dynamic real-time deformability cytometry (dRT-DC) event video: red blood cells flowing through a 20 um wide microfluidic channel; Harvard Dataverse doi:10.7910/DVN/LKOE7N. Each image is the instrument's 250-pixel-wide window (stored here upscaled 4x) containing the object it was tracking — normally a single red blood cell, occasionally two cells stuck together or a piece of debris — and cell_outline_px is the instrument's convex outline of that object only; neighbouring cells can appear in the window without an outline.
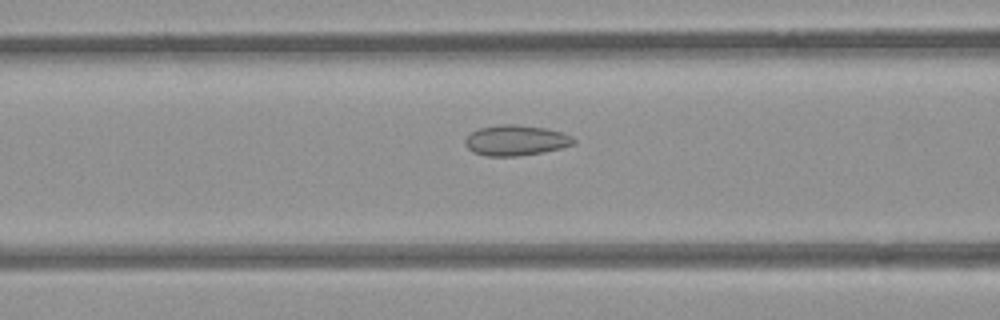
{"species": "common noctule bat (a hibernating species)", "species_latin": "Nyctalus noctula", "temperature_condition": "room temperature", "stored_images_in_passage": 53, "camera_frame_rate_fps": 3000, "um_per_image_px": 0.085, "animal": {"sex": "female", "body_mass_g": 21.9}, "frame": {"image": 1, "passage_image": 21, "time_ms": 6.667, "image_size_px": [1000, 320], "cell_outline_px": [[576, 140], [572, 144], [560, 148], [544, 152], [516, 156], [488, 156], [472, 152], [464, 144], [464, 140], [472, 132], [480, 128], [500, 124], [512, 124], [544, 128], [560, 132], [572, 136]], "centroid_in_image_um": [43.82, 11.93], "position_along_channel_um": 122.8, "area_um2": 19.07}}
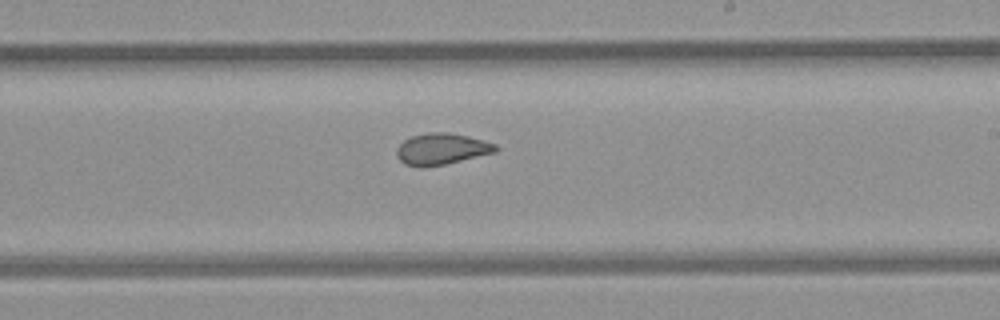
{"frame": {"image": 2, "passage_image": 31, "time_ms": 10.0, "image_size_px": [1000, 320], "cell_outline_px": [[500, 148], [496, 152], [444, 164], [420, 168], [404, 164], [396, 156], [396, 148], [404, 140], [412, 136], [428, 132], [448, 132], [468, 136], [484, 140], [496, 144]], "centroid_in_image_um": [37.53, 12.66], "position_along_channel_um": 251.5, "area_um2": 18.21}}
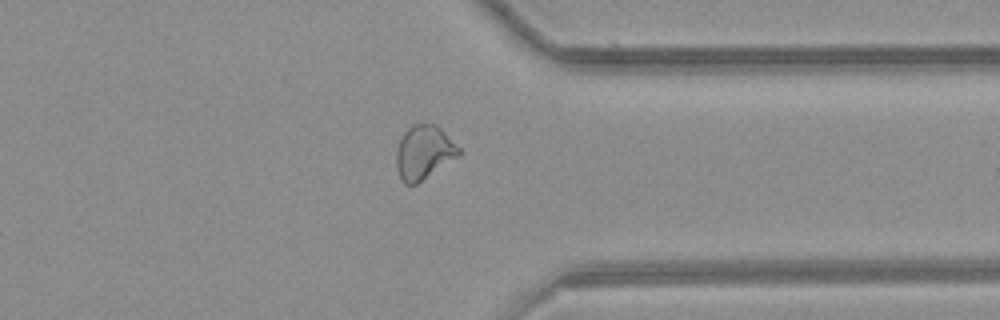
{"frame": {"image": 3, "passage_image": 41, "time_ms": 13.333, "image_size_px": [1000, 320], "cell_outline_px": [[460, 156], [416, 184], [404, 184], [400, 180], [396, 168], [396, 148], [404, 132], [412, 124], [436, 124], [460, 148]], "centroid_in_image_um": [36.01, 12.97], "position_along_channel_um": 375.4, "area_um2": 19.71}, "authors_computed_cell_mechanics": {"area_um2": 19.7098, "velocity_mm_per_s": 3.8587, "shape_relaxation_time_tau1_ms": null, "shape_relaxation_time_tau2_ms": 1.7393, "deformation_change_tau1": null, "deformation_change_tau2": 0.066}}